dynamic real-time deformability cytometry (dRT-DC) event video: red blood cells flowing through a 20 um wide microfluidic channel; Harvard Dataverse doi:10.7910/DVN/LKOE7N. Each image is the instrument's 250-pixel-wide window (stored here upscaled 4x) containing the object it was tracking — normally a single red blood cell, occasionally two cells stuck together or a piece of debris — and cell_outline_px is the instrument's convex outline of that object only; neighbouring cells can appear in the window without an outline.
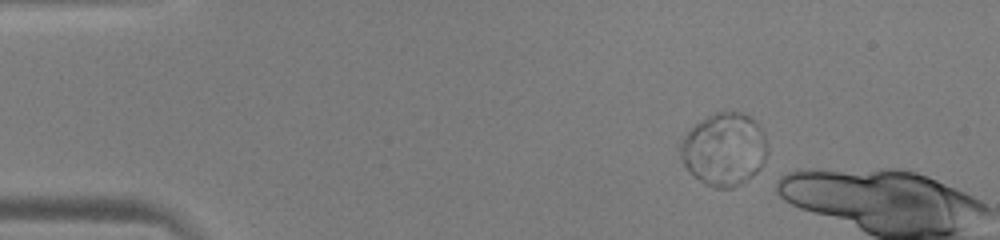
{"species": "human", "species_latin": "Homo sapiens", "temperature_condition": "warm", "stored_images_in_passage": 6, "camera_frame_rate_fps": 3000, "um_per_image_px": 0.085, "donor": {"sex": "male"}, "frame": {"image": 1, "passage_image": 1, "time_ms": 0.0, "image_size_px": [1000, 240], "cell_outline_px": [[768, 152], [760, 168], [752, 176], [732, 188], [716, 188], [704, 184], [684, 164], [680, 156], [680, 144], [684, 136], [700, 120], [716, 112], [740, 112], [756, 120], [764, 132], [768, 144]], "centroid_in_image_um": [61.58, 12.68], "position_along_channel_um": 23.4, "area_um2": 36.76}}